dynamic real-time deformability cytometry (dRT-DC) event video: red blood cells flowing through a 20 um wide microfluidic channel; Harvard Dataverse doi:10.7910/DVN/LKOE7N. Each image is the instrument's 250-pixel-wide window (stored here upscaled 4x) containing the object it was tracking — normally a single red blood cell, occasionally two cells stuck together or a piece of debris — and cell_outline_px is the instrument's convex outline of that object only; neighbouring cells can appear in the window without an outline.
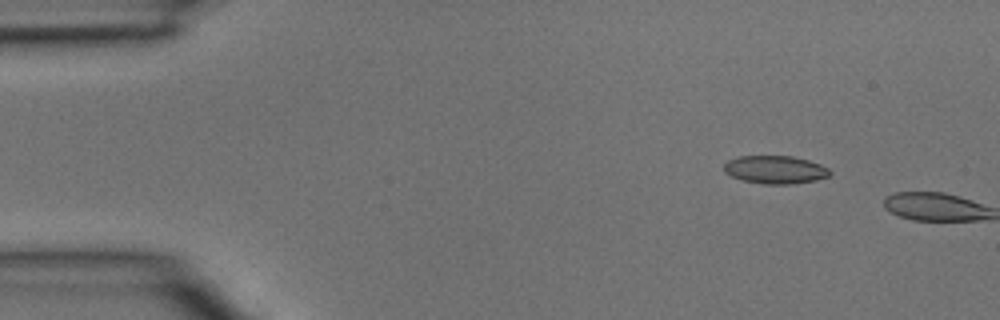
{"species": "common noctule bat (a hibernating species)", "species_latin": "Nyctalus noctula", "temperature_condition": "room temperature", "stored_images_in_passage": 5, "camera_frame_rate_fps": 3000, "um_per_image_px": 0.085, "animal": {"sex": "male", "body_mass_g": 15.6}, "frame": {"image": 1, "passage_image": 2, "time_ms": 0.333, "image_size_px": [1000, 320], "cell_outline_px": [[832, 172], [828, 176], [816, 180], [792, 184], [760, 184], [744, 180], [732, 176], [724, 172], [724, 164], [728, 160], [740, 156], [792, 156], [808, 160], [820, 164], [828, 168]], "centroid_in_image_um": [65.9, 14.42], "position_along_channel_um": 19.1, "area_um2": 17.28}}